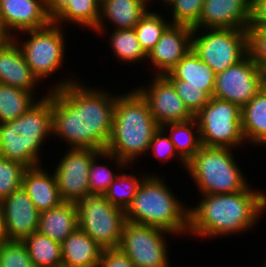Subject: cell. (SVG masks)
<instances>
[{
    "label": "cell",
    "mask_w": 266,
    "mask_h": 267,
    "mask_svg": "<svg viewBox=\"0 0 266 267\" xmlns=\"http://www.w3.org/2000/svg\"><path fill=\"white\" fill-rule=\"evenodd\" d=\"M77 228L75 203L62 202L57 207L40 212L38 232L60 244Z\"/></svg>",
    "instance_id": "24"
},
{
    "label": "cell",
    "mask_w": 266,
    "mask_h": 267,
    "mask_svg": "<svg viewBox=\"0 0 266 267\" xmlns=\"http://www.w3.org/2000/svg\"><path fill=\"white\" fill-rule=\"evenodd\" d=\"M57 163L54 175L63 202L75 203L89 191V170L96 149L68 148Z\"/></svg>",
    "instance_id": "13"
},
{
    "label": "cell",
    "mask_w": 266,
    "mask_h": 267,
    "mask_svg": "<svg viewBox=\"0 0 266 267\" xmlns=\"http://www.w3.org/2000/svg\"><path fill=\"white\" fill-rule=\"evenodd\" d=\"M100 159H110L114 160L113 163L116 168L120 169L126 168L128 166L123 160L117 158L113 154L103 150L100 151L92 160L90 170H89V191L92 193H102L105 194L110 186V184L116 179L119 173H115L110 169L109 165L98 164ZM116 162V163H115Z\"/></svg>",
    "instance_id": "31"
},
{
    "label": "cell",
    "mask_w": 266,
    "mask_h": 267,
    "mask_svg": "<svg viewBox=\"0 0 266 267\" xmlns=\"http://www.w3.org/2000/svg\"><path fill=\"white\" fill-rule=\"evenodd\" d=\"M169 188L165 179L147 174L125 211L126 221L155 226L172 235H187L189 208Z\"/></svg>",
    "instance_id": "5"
},
{
    "label": "cell",
    "mask_w": 266,
    "mask_h": 267,
    "mask_svg": "<svg viewBox=\"0 0 266 267\" xmlns=\"http://www.w3.org/2000/svg\"><path fill=\"white\" fill-rule=\"evenodd\" d=\"M263 86L264 73L247 55L236 65L216 74L212 97L229 101L242 108Z\"/></svg>",
    "instance_id": "12"
},
{
    "label": "cell",
    "mask_w": 266,
    "mask_h": 267,
    "mask_svg": "<svg viewBox=\"0 0 266 267\" xmlns=\"http://www.w3.org/2000/svg\"><path fill=\"white\" fill-rule=\"evenodd\" d=\"M12 39H13V36L10 35L9 32L4 27L1 16H0V45L6 44Z\"/></svg>",
    "instance_id": "43"
},
{
    "label": "cell",
    "mask_w": 266,
    "mask_h": 267,
    "mask_svg": "<svg viewBox=\"0 0 266 267\" xmlns=\"http://www.w3.org/2000/svg\"><path fill=\"white\" fill-rule=\"evenodd\" d=\"M149 0H101L100 18L97 27L93 30L103 35L106 33L104 22L109 20L119 29H134L141 18L147 13ZM108 19V20H107ZM105 20V21H104ZM112 22V23H111ZM105 29V31H104ZM103 32V34H102Z\"/></svg>",
    "instance_id": "20"
},
{
    "label": "cell",
    "mask_w": 266,
    "mask_h": 267,
    "mask_svg": "<svg viewBox=\"0 0 266 267\" xmlns=\"http://www.w3.org/2000/svg\"><path fill=\"white\" fill-rule=\"evenodd\" d=\"M23 243L34 267H62L61 244L49 236L34 232Z\"/></svg>",
    "instance_id": "27"
},
{
    "label": "cell",
    "mask_w": 266,
    "mask_h": 267,
    "mask_svg": "<svg viewBox=\"0 0 266 267\" xmlns=\"http://www.w3.org/2000/svg\"><path fill=\"white\" fill-rule=\"evenodd\" d=\"M242 130L251 145H266V87L241 108Z\"/></svg>",
    "instance_id": "25"
},
{
    "label": "cell",
    "mask_w": 266,
    "mask_h": 267,
    "mask_svg": "<svg viewBox=\"0 0 266 267\" xmlns=\"http://www.w3.org/2000/svg\"><path fill=\"white\" fill-rule=\"evenodd\" d=\"M141 18L140 22L135 26L134 30L138 37V42L146 55L153 49L160 40L165 29L171 24L170 19L165 20L155 11H150Z\"/></svg>",
    "instance_id": "32"
},
{
    "label": "cell",
    "mask_w": 266,
    "mask_h": 267,
    "mask_svg": "<svg viewBox=\"0 0 266 267\" xmlns=\"http://www.w3.org/2000/svg\"><path fill=\"white\" fill-rule=\"evenodd\" d=\"M249 27H266V0H252V15Z\"/></svg>",
    "instance_id": "41"
},
{
    "label": "cell",
    "mask_w": 266,
    "mask_h": 267,
    "mask_svg": "<svg viewBox=\"0 0 266 267\" xmlns=\"http://www.w3.org/2000/svg\"><path fill=\"white\" fill-rule=\"evenodd\" d=\"M97 267H136L119 248L102 250Z\"/></svg>",
    "instance_id": "40"
},
{
    "label": "cell",
    "mask_w": 266,
    "mask_h": 267,
    "mask_svg": "<svg viewBox=\"0 0 266 267\" xmlns=\"http://www.w3.org/2000/svg\"><path fill=\"white\" fill-rule=\"evenodd\" d=\"M166 234L172 233L155 226L126 221L118 248L136 267H170Z\"/></svg>",
    "instance_id": "11"
},
{
    "label": "cell",
    "mask_w": 266,
    "mask_h": 267,
    "mask_svg": "<svg viewBox=\"0 0 266 267\" xmlns=\"http://www.w3.org/2000/svg\"><path fill=\"white\" fill-rule=\"evenodd\" d=\"M62 25L51 22L41 29L26 30L24 41L19 42L15 35L13 40L20 47L26 63L38 80L50 78L57 73L65 59V37ZM29 38V39H28ZM55 72V73H54Z\"/></svg>",
    "instance_id": "10"
},
{
    "label": "cell",
    "mask_w": 266,
    "mask_h": 267,
    "mask_svg": "<svg viewBox=\"0 0 266 267\" xmlns=\"http://www.w3.org/2000/svg\"><path fill=\"white\" fill-rule=\"evenodd\" d=\"M150 86L136 90L148 102L152 117L161 127L167 123L187 122L194 118L165 75L153 76ZM149 87V88H148Z\"/></svg>",
    "instance_id": "14"
},
{
    "label": "cell",
    "mask_w": 266,
    "mask_h": 267,
    "mask_svg": "<svg viewBox=\"0 0 266 267\" xmlns=\"http://www.w3.org/2000/svg\"><path fill=\"white\" fill-rule=\"evenodd\" d=\"M248 55L264 73L266 71V27H248Z\"/></svg>",
    "instance_id": "38"
},
{
    "label": "cell",
    "mask_w": 266,
    "mask_h": 267,
    "mask_svg": "<svg viewBox=\"0 0 266 267\" xmlns=\"http://www.w3.org/2000/svg\"><path fill=\"white\" fill-rule=\"evenodd\" d=\"M110 47L113 49V56L120 61L133 63L146 60L147 55L142 50L134 29L112 30L109 38Z\"/></svg>",
    "instance_id": "30"
},
{
    "label": "cell",
    "mask_w": 266,
    "mask_h": 267,
    "mask_svg": "<svg viewBox=\"0 0 266 267\" xmlns=\"http://www.w3.org/2000/svg\"><path fill=\"white\" fill-rule=\"evenodd\" d=\"M41 98L17 119L0 123V157L27 168L42 165L41 147L52 136V89Z\"/></svg>",
    "instance_id": "4"
},
{
    "label": "cell",
    "mask_w": 266,
    "mask_h": 267,
    "mask_svg": "<svg viewBox=\"0 0 266 267\" xmlns=\"http://www.w3.org/2000/svg\"><path fill=\"white\" fill-rule=\"evenodd\" d=\"M102 248L77 228L62 243V267H97Z\"/></svg>",
    "instance_id": "22"
},
{
    "label": "cell",
    "mask_w": 266,
    "mask_h": 267,
    "mask_svg": "<svg viewBox=\"0 0 266 267\" xmlns=\"http://www.w3.org/2000/svg\"><path fill=\"white\" fill-rule=\"evenodd\" d=\"M40 82L26 63L18 44L12 39L0 45V83L35 93ZM35 89V90H34Z\"/></svg>",
    "instance_id": "19"
},
{
    "label": "cell",
    "mask_w": 266,
    "mask_h": 267,
    "mask_svg": "<svg viewBox=\"0 0 266 267\" xmlns=\"http://www.w3.org/2000/svg\"><path fill=\"white\" fill-rule=\"evenodd\" d=\"M252 15V0H204L200 20L193 28L247 30Z\"/></svg>",
    "instance_id": "17"
},
{
    "label": "cell",
    "mask_w": 266,
    "mask_h": 267,
    "mask_svg": "<svg viewBox=\"0 0 266 267\" xmlns=\"http://www.w3.org/2000/svg\"><path fill=\"white\" fill-rule=\"evenodd\" d=\"M100 6L101 0H70L52 22L58 25L75 23L93 31L100 18Z\"/></svg>",
    "instance_id": "28"
},
{
    "label": "cell",
    "mask_w": 266,
    "mask_h": 267,
    "mask_svg": "<svg viewBox=\"0 0 266 267\" xmlns=\"http://www.w3.org/2000/svg\"><path fill=\"white\" fill-rule=\"evenodd\" d=\"M189 207L188 234L202 238L241 235L253 227L266 211V192L248 185L235 193L206 194ZM194 234V235H193Z\"/></svg>",
    "instance_id": "2"
},
{
    "label": "cell",
    "mask_w": 266,
    "mask_h": 267,
    "mask_svg": "<svg viewBox=\"0 0 266 267\" xmlns=\"http://www.w3.org/2000/svg\"><path fill=\"white\" fill-rule=\"evenodd\" d=\"M229 147L201 146L187 162L186 171L198 186L201 195L235 193L249 183L241 172Z\"/></svg>",
    "instance_id": "6"
},
{
    "label": "cell",
    "mask_w": 266,
    "mask_h": 267,
    "mask_svg": "<svg viewBox=\"0 0 266 267\" xmlns=\"http://www.w3.org/2000/svg\"><path fill=\"white\" fill-rule=\"evenodd\" d=\"M193 27L170 24L147 55L155 75L168 73L191 49Z\"/></svg>",
    "instance_id": "16"
},
{
    "label": "cell",
    "mask_w": 266,
    "mask_h": 267,
    "mask_svg": "<svg viewBox=\"0 0 266 267\" xmlns=\"http://www.w3.org/2000/svg\"><path fill=\"white\" fill-rule=\"evenodd\" d=\"M194 118L203 146L234 149L246 141L242 130L241 108L237 104L211 97Z\"/></svg>",
    "instance_id": "9"
},
{
    "label": "cell",
    "mask_w": 266,
    "mask_h": 267,
    "mask_svg": "<svg viewBox=\"0 0 266 267\" xmlns=\"http://www.w3.org/2000/svg\"><path fill=\"white\" fill-rule=\"evenodd\" d=\"M78 228L86 232L103 250L118 248L125 211L112 205L102 193H87L76 202Z\"/></svg>",
    "instance_id": "7"
},
{
    "label": "cell",
    "mask_w": 266,
    "mask_h": 267,
    "mask_svg": "<svg viewBox=\"0 0 266 267\" xmlns=\"http://www.w3.org/2000/svg\"><path fill=\"white\" fill-rule=\"evenodd\" d=\"M161 128L174 144L178 155L186 163L200 150L202 146L200 131L195 118L187 122L167 123L162 125Z\"/></svg>",
    "instance_id": "26"
},
{
    "label": "cell",
    "mask_w": 266,
    "mask_h": 267,
    "mask_svg": "<svg viewBox=\"0 0 266 267\" xmlns=\"http://www.w3.org/2000/svg\"><path fill=\"white\" fill-rule=\"evenodd\" d=\"M151 154L159 158L161 162L168 161L170 159H174V156L178 158L181 164L184 165V168L187 167V163L179 156L175 150L174 144L171 142L169 137L166 135V132L159 127V129L154 133L153 138L151 140L149 150Z\"/></svg>",
    "instance_id": "39"
},
{
    "label": "cell",
    "mask_w": 266,
    "mask_h": 267,
    "mask_svg": "<svg viewBox=\"0 0 266 267\" xmlns=\"http://www.w3.org/2000/svg\"><path fill=\"white\" fill-rule=\"evenodd\" d=\"M199 30L193 28L192 50L215 74L236 65L248 55L247 30L203 28L202 34Z\"/></svg>",
    "instance_id": "8"
},
{
    "label": "cell",
    "mask_w": 266,
    "mask_h": 267,
    "mask_svg": "<svg viewBox=\"0 0 266 267\" xmlns=\"http://www.w3.org/2000/svg\"><path fill=\"white\" fill-rule=\"evenodd\" d=\"M0 240H3V218H2L1 202H0Z\"/></svg>",
    "instance_id": "44"
},
{
    "label": "cell",
    "mask_w": 266,
    "mask_h": 267,
    "mask_svg": "<svg viewBox=\"0 0 266 267\" xmlns=\"http://www.w3.org/2000/svg\"><path fill=\"white\" fill-rule=\"evenodd\" d=\"M146 176V174H143V176L140 175V179L139 177H136L135 174H119L104 194L106 199L112 205L126 211L131 205L139 185Z\"/></svg>",
    "instance_id": "33"
},
{
    "label": "cell",
    "mask_w": 266,
    "mask_h": 267,
    "mask_svg": "<svg viewBox=\"0 0 266 267\" xmlns=\"http://www.w3.org/2000/svg\"><path fill=\"white\" fill-rule=\"evenodd\" d=\"M264 86L266 87V71L264 72Z\"/></svg>",
    "instance_id": "46"
},
{
    "label": "cell",
    "mask_w": 266,
    "mask_h": 267,
    "mask_svg": "<svg viewBox=\"0 0 266 267\" xmlns=\"http://www.w3.org/2000/svg\"><path fill=\"white\" fill-rule=\"evenodd\" d=\"M41 165L25 169L22 187L39 211L59 206L63 201L60 197L54 173L49 174Z\"/></svg>",
    "instance_id": "21"
},
{
    "label": "cell",
    "mask_w": 266,
    "mask_h": 267,
    "mask_svg": "<svg viewBox=\"0 0 266 267\" xmlns=\"http://www.w3.org/2000/svg\"><path fill=\"white\" fill-rule=\"evenodd\" d=\"M63 79L52 89V137L70 148L105 150L111 136L116 97L107 90Z\"/></svg>",
    "instance_id": "1"
},
{
    "label": "cell",
    "mask_w": 266,
    "mask_h": 267,
    "mask_svg": "<svg viewBox=\"0 0 266 267\" xmlns=\"http://www.w3.org/2000/svg\"><path fill=\"white\" fill-rule=\"evenodd\" d=\"M35 101L39 99L37 100L34 94L0 83V123L17 119L27 112Z\"/></svg>",
    "instance_id": "29"
},
{
    "label": "cell",
    "mask_w": 266,
    "mask_h": 267,
    "mask_svg": "<svg viewBox=\"0 0 266 267\" xmlns=\"http://www.w3.org/2000/svg\"><path fill=\"white\" fill-rule=\"evenodd\" d=\"M26 168L20 162L0 157V201L22 187Z\"/></svg>",
    "instance_id": "34"
},
{
    "label": "cell",
    "mask_w": 266,
    "mask_h": 267,
    "mask_svg": "<svg viewBox=\"0 0 266 267\" xmlns=\"http://www.w3.org/2000/svg\"><path fill=\"white\" fill-rule=\"evenodd\" d=\"M204 0H171L166 6L171 8V24L193 27L201 17Z\"/></svg>",
    "instance_id": "35"
},
{
    "label": "cell",
    "mask_w": 266,
    "mask_h": 267,
    "mask_svg": "<svg viewBox=\"0 0 266 267\" xmlns=\"http://www.w3.org/2000/svg\"><path fill=\"white\" fill-rule=\"evenodd\" d=\"M0 16L12 36L16 34L12 32L41 29L52 22L45 0H0Z\"/></svg>",
    "instance_id": "18"
},
{
    "label": "cell",
    "mask_w": 266,
    "mask_h": 267,
    "mask_svg": "<svg viewBox=\"0 0 266 267\" xmlns=\"http://www.w3.org/2000/svg\"><path fill=\"white\" fill-rule=\"evenodd\" d=\"M0 202L3 240L23 242L29 235L38 231L40 212L35 208L23 187Z\"/></svg>",
    "instance_id": "15"
},
{
    "label": "cell",
    "mask_w": 266,
    "mask_h": 267,
    "mask_svg": "<svg viewBox=\"0 0 266 267\" xmlns=\"http://www.w3.org/2000/svg\"><path fill=\"white\" fill-rule=\"evenodd\" d=\"M159 125L152 117L148 102L136 90L116 97L111 136L105 151L128 166L144 153L147 155Z\"/></svg>",
    "instance_id": "3"
},
{
    "label": "cell",
    "mask_w": 266,
    "mask_h": 267,
    "mask_svg": "<svg viewBox=\"0 0 266 267\" xmlns=\"http://www.w3.org/2000/svg\"><path fill=\"white\" fill-rule=\"evenodd\" d=\"M170 81L173 83L177 94L193 116H195L211 99V96L206 91L199 89V87L185 85V81L181 80Z\"/></svg>",
    "instance_id": "37"
},
{
    "label": "cell",
    "mask_w": 266,
    "mask_h": 267,
    "mask_svg": "<svg viewBox=\"0 0 266 267\" xmlns=\"http://www.w3.org/2000/svg\"><path fill=\"white\" fill-rule=\"evenodd\" d=\"M165 76L169 80H181L185 85L199 87L211 97L215 89L216 74L192 49Z\"/></svg>",
    "instance_id": "23"
},
{
    "label": "cell",
    "mask_w": 266,
    "mask_h": 267,
    "mask_svg": "<svg viewBox=\"0 0 266 267\" xmlns=\"http://www.w3.org/2000/svg\"><path fill=\"white\" fill-rule=\"evenodd\" d=\"M0 267H34L23 242L0 240Z\"/></svg>",
    "instance_id": "36"
},
{
    "label": "cell",
    "mask_w": 266,
    "mask_h": 267,
    "mask_svg": "<svg viewBox=\"0 0 266 267\" xmlns=\"http://www.w3.org/2000/svg\"><path fill=\"white\" fill-rule=\"evenodd\" d=\"M149 1H150V3H151L152 0H149ZM161 1H164V2H162V3H164V5H167L171 0H161Z\"/></svg>",
    "instance_id": "45"
},
{
    "label": "cell",
    "mask_w": 266,
    "mask_h": 267,
    "mask_svg": "<svg viewBox=\"0 0 266 267\" xmlns=\"http://www.w3.org/2000/svg\"><path fill=\"white\" fill-rule=\"evenodd\" d=\"M70 0H45V9L53 20L69 3Z\"/></svg>",
    "instance_id": "42"
}]
</instances>
